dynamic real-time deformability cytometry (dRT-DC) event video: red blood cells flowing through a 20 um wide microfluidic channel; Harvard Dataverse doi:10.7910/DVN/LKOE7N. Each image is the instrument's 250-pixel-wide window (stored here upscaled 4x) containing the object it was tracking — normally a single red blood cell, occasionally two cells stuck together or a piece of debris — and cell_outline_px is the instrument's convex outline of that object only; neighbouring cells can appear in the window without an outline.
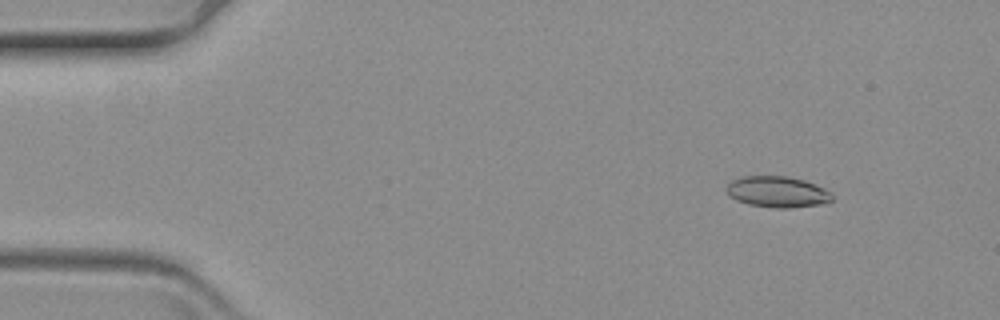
{"species": "common noctule bat (a hibernating species)", "species_latin": "Nyctalus noctula", "temperature_condition": "warm", "stored_images_in_passage": 56, "camera_frame_rate_fps": 3000, "um_per_image_px": 0.085, "animal": {"sex": "female", "body_mass_g": 19.3, "forearm_length_mm": 54.1}, "frame": {"image": 1, "passage_image": 2, "time_ms": 0.333, "image_size_px": [1000, 320], "cell_outline_px": [[832, 200], [820, 204], [788, 208], [776, 208], [748, 204], [736, 200], [724, 188], [732, 180], [740, 176], [788, 176], [804, 180], [816, 184], [832, 192]], "centroid_in_image_um": [66.08, 16.29], "position_along_channel_um": 18.9, "area_um2": 19.13}}
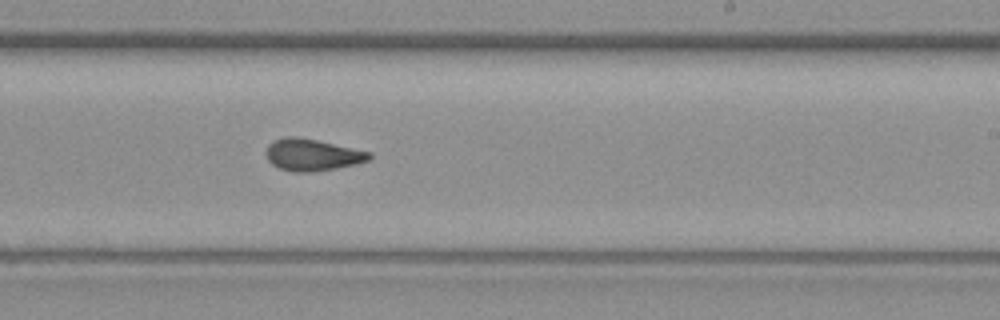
{"frame": {"image": 2, "passage_image": 32, "time_ms": 10.333, "image_size_px": [1000, 320], "cell_outline_px": [[372, 156], [368, 160], [356, 164], [336, 168], [312, 172], [292, 172], [280, 168], [272, 164], [268, 160], [268, 144], [272, 140], [284, 136], [296, 136], [316, 140], [372, 152]], "centroid_in_image_um": [26.54, 13.15], "position_along_channel_um": 262.5, "area_um2": 19.07}}
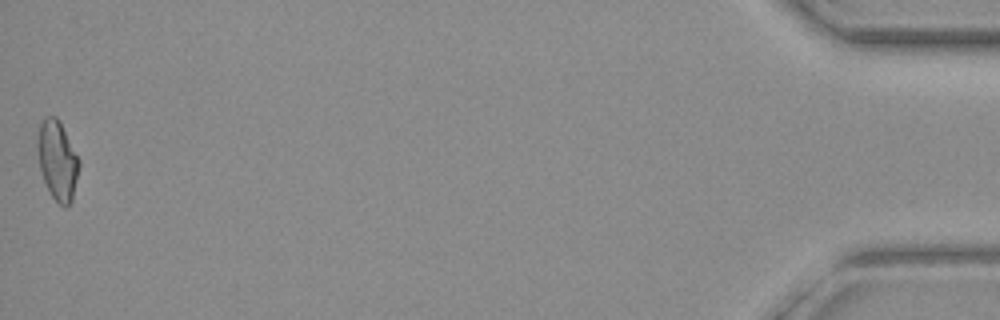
{"frame": {"image": 3, "passage_image": 56, "time_ms": 18.333, "image_size_px": [1000, 320], "cell_outline_px": [[80, 164], [72, 200], [68, 208], [64, 208], [52, 196], [44, 180], [40, 168], [40, 124], [44, 116], [56, 116], [60, 120], [80, 160]], "centroid_in_image_um": [4.94, 13.65], "position_along_channel_um": 430.3, "area_um2": 18.67}}